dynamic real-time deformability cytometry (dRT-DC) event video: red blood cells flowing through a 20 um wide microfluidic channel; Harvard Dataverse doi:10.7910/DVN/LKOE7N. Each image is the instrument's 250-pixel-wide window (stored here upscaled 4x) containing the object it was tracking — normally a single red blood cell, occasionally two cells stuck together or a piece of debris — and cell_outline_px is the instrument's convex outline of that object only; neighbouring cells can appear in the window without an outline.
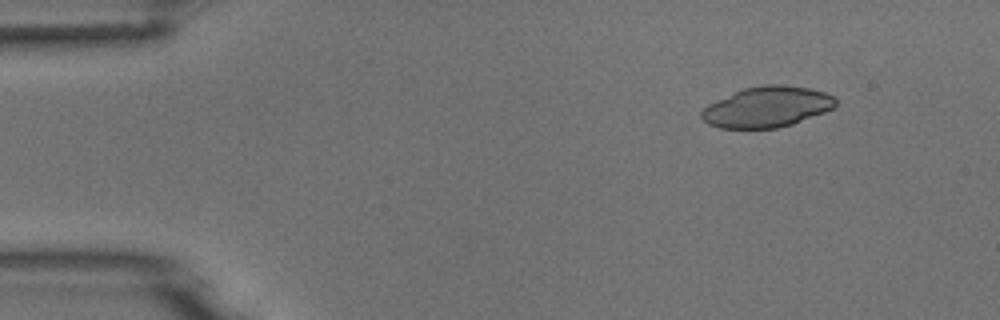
{"species": "common noctule bat (a hibernating species)", "species_latin": "Nyctalus noctula", "temperature_condition": "room temperature", "stored_images_in_passage": 4, "camera_frame_rate_fps": 3000, "um_per_image_px": 0.085, "animal": {"sex": "male", "body_mass_g": 18.8}, "frame": {"image": 1, "passage_image": 2, "time_ms": 1.333, "image_size_px": [1000, 320], "cell_outline_px": [[836, 104], [832, 108], [824, 112], [792, 124], [776, 128], [720, 128], [708, 124], [700, 116], [700, 112], [708, 104], [716, 100], [744, 88], [764, 84], [784, 84], [808, 88], [824, 92], [832, 96], [836, 100]], "centroid_in_image_um": [65.17, 9.08], "position_along_channel_um": 19.8, "area_um2": 31.62}}